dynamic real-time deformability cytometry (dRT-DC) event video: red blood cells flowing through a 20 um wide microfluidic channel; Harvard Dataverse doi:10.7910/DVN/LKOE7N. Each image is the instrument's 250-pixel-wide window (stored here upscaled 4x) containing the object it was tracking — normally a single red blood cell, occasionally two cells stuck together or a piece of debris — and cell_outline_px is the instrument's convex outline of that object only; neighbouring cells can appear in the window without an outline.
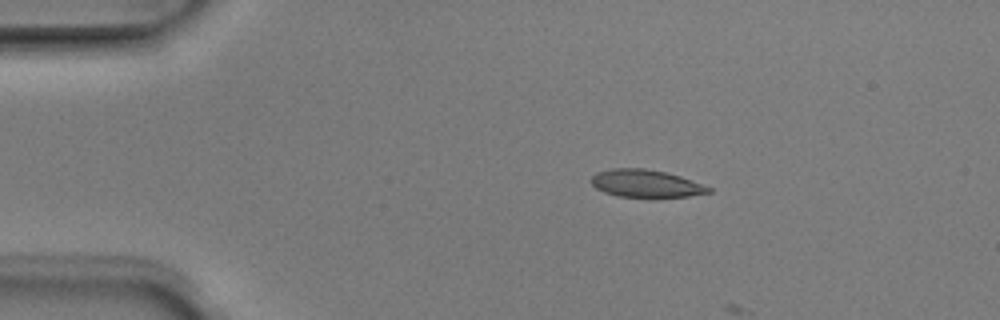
{"species": "Egyptian fruit bat (a non-hibernating species)", "species_latin": "Rousettus aegyptiacus", "temperature_condition": "room temperature", "stored_images_in_passage": 4, "camera_frame_rate_fps": 3000, "um_per_image_px": 0.085, "animal": {"sex": "male"}, "frame": {"image": 1, "passage_image": 2, "time_ms": 0.333, "image_size_px": [1000, 320], "cell_outline_px": [[712, 192], [688, 196], [616, 196], [604, 192], [596, 188], [592, 184], [592, 176], [596, 172], [612, 168], [644, 168], [664, 172], [680, 176], [712, 188]], "centroid_in_image_um": [54.87, 15.58], "position_along_channel_um": 30.1, "area_um2": 18.5}}